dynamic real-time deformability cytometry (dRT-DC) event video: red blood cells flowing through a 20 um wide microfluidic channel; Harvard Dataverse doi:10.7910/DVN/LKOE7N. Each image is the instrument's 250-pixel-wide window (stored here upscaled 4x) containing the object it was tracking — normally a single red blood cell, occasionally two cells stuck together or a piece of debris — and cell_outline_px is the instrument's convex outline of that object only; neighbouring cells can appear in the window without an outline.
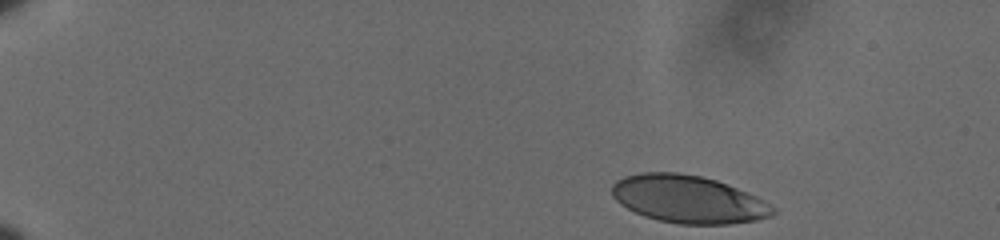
{"species": "human", "species_latin": "Homo sapiens", "temperature_condition": "cold", "stored_images_in_passage": 45, "camera_frame_rate_fps": 3000, "um_per_image_px": 0.085, "donor": {"sex": "male"}, "frame": {"image": 1, "passage_image": 1, "time_ms": 0.0, "image_size_px": [1000, 240], "cell_outline_px": [[776, 212], [772, 216], [756, 220], [728, 224], [680, 224], [660, 220], [644, 216], [620, 204], [612, 196], [612, 184], [616, 180], [624, 176], [640, 172], [676, 172], [700, 176], [716, 180], [728, 184], [756, 196], [776, 208]], "centroid_in_image_um": [58.5, 16.93], "position_along_channel_um": 26.5, "area_um2": 44.68}}
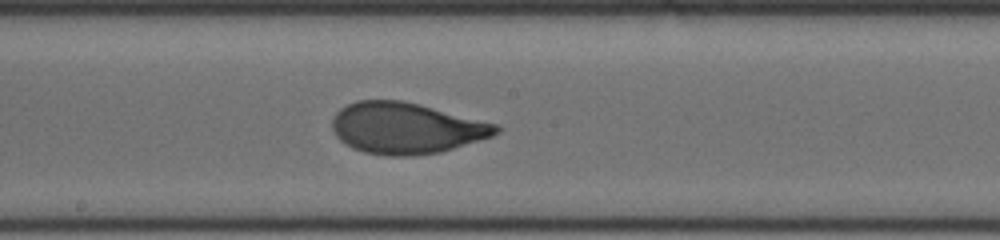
{"frame": {"image": 2, "passage_image": 27, "time_ms": 8.667, "image_size_px": [1000, 240], "cell_outline_px": [[500, 132], [492, 136], [440, 152], [408, 156], [388, 156], [364, 152], [352, 148], [344, 144], [336, 136], [332, 128], [332, 120], [336, 112], [340, 108], [356, 100], [400, 100], [420, 104], [496, 124], [500, 128]], "centroid_in_image_um": [34.48, 10.89], "position_along_channel_um": 213.7, "area_um2": 48.73}}
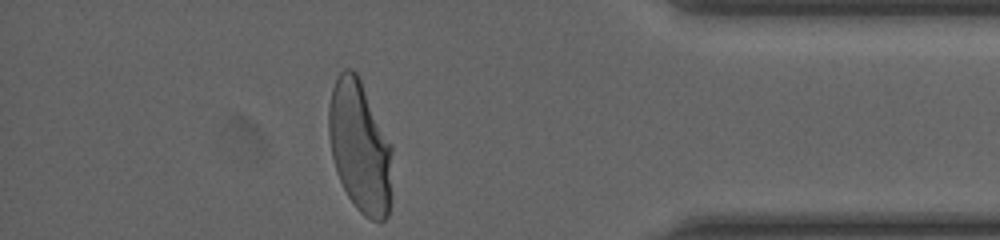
{"frame": {"image": 3, "passage_image": 45, "time_ms": 14.667, "image_size_px": [1000, 240], "cell_outline_px": [[392, 152], [388, 216], [384, 220], [372, 220], [364, 216], [356, 208], [348, 196], [336, 172], [332, 156], [328, 132], [328, 108], [332, 88], [336, 76], [344, 68], [352, 68], [356, 72], [392, 144]], "centroid_in_image_um": [30.57, 12.45], "position_along_channel_um": 404.6, "area_um2": 48.67}, "authors_computed_cell_mechanics": {"area_um2": 47.974, "velocity_mm_per_s": 3.5838, "shape_relaxation_time_tau1_ms": 3.5397, "shape_relaxation_time_tau2_ms": null, "deformation_change_tau1": 0.1602, "deformation_change_tau2": null}}